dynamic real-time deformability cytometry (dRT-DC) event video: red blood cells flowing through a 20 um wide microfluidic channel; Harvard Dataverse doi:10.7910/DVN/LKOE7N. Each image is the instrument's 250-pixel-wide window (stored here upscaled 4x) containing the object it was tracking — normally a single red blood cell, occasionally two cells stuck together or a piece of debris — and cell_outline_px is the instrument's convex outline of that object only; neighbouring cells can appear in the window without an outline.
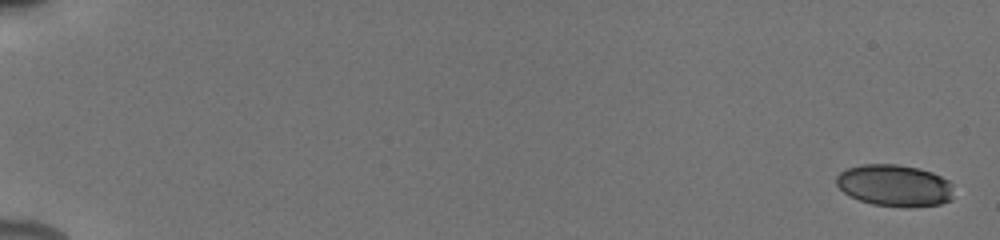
{"species": "human", "species_latin": "Homo sapiens", "temperature_condition": "cold", "stored_images_in_passage": 57, "camera_frame_rate_fps": 3000, "um_per_image_px": 0.085, "donor": {"sex": "male"}, "frame": {"image": 1, "passage_image": 1, "time_ms": 0.0, "image_size_px": [1000, 240], "cell_outline_px": [[952, 200], [940, 204], [908, 208], [872, 204], [860, 200], [844, 192], [836, 184], [836, 176], [840, 172], [848, 168], [860, 164], [896, 164], [920, 168], [932, 172], [948, 180], [952, 184]], "centroid_in_image_um": [76.06, 15.77], "position_along_channel_um": 8.9, "area_um2": 28.73}}
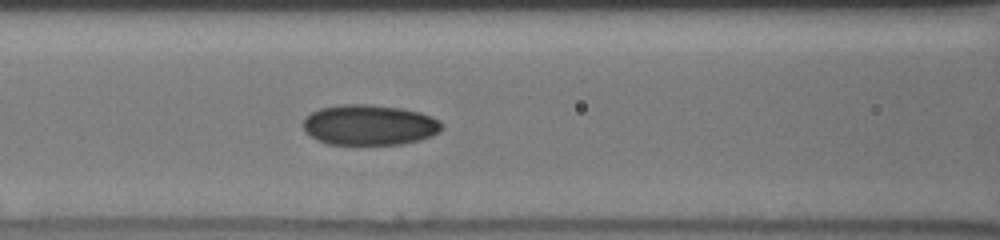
{"frame": {"image": 2, "passage_image": 35, "time_ms": 8.333, "image_size_px": [1000, 240], "cell_outline_px": [[444, 128], [432, 136], [420, 140], [400, 144], [328, 144], [316, 140], [304, 132], [300, 124], [312, 112], [320, 108], [344, 104], [368, 104], [400, 108], [420, 112], [432, 116], [440, 120], [444, 124]], "centroid_in_image_um": [31.4, 10.62], "position_along_channel_um": 135.2, "area_um2": 33.0}}
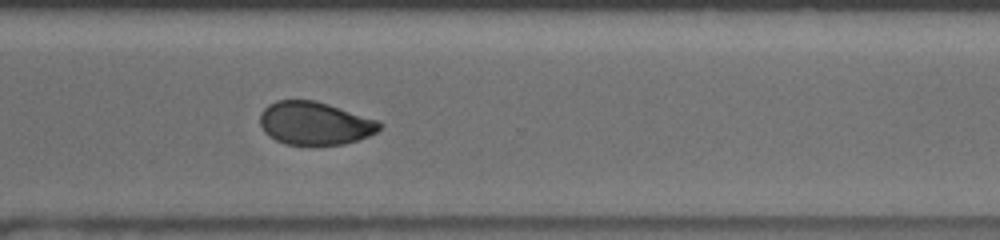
{"frame": {"image": 3, "passage_image": 56, "time_ms": 13.667, "image_size_px": [1000, 240], "cell_outline_px": [[380, 128], [376, 132], [368, 136], [344, 144], [284, 144], [268, 136], [264, 132], [260, 124], [260, 112], [268, 104], [276, 100], [316, 100], [376, 120], [380, 124]], "centroid_in_image_um": [26.69, 10.47], "position_along_channel_um": 343.9, "area_um2": 29.71}}